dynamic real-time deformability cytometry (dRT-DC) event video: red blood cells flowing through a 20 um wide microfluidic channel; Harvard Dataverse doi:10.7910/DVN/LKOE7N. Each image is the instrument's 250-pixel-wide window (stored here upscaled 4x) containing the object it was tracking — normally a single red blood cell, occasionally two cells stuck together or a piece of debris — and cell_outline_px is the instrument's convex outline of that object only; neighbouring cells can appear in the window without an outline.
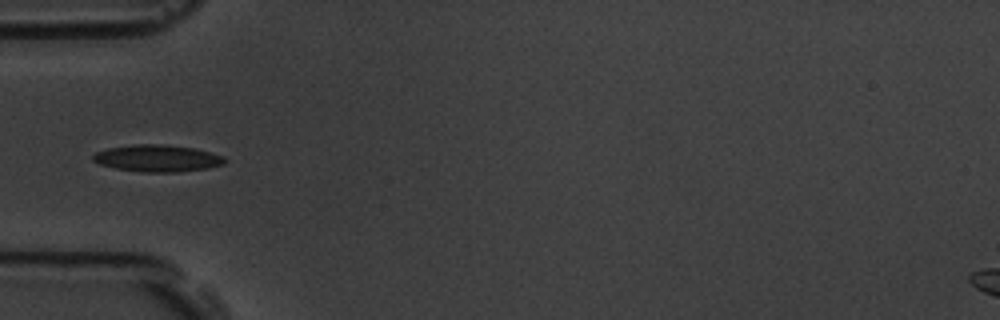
{"species": "common noctule bat (a hibernating species)", "species_latin": "Nyctalus noctula", "temperature_condition": "room temperature", "stored_images_in_passage": 10, "camera_frame_rate_fps": 3000, "um_per_image_px": 0.085, "animal": {"sex": "male", "body_mass_g": 19.5, "forearm_length_mm": 54.6}, "frame": {"image": 1, "passage_image": 4, "time_ms": 1.0, "image_size_px": [1000, 320], "cell_outline_px": [[228, 160], [224, 164], [208, 168], [176, 172], [144, 172], [116, 168], [100, 164], [92, 160], [92, 156], [96, 152], [108, 148], [136, 144], [160, 144], [196, 148], [224, 156]], "centroid_in_image_um": [13.41, 13.45], "position_along_channel_um": 71.6, "area_um2": 20.63}}
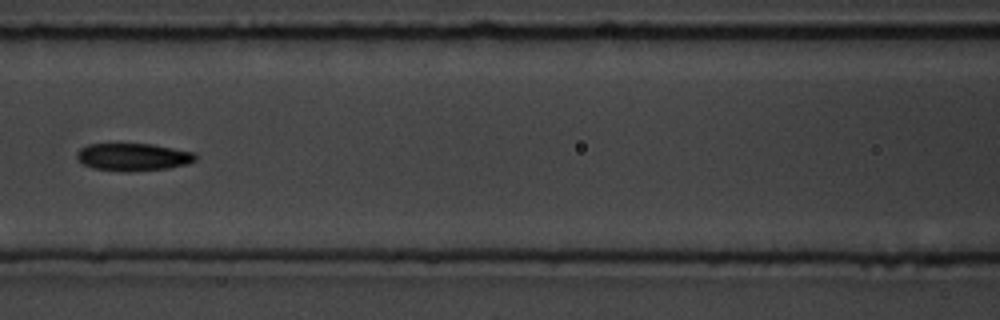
{"frame": {"image": 2, "passage_image": 6, "time_ms": 1.667, "image_size_px": [1000, 320], "cell_outline_px": [[196, 160], [188, 164], [168, 168], [92, 168], [84, 164], [76, 156], [76, 152], [80, 148], [88, 144], [152, 144], [196, 152]], "centroid_in_image_um": [11.36, 13.28], "position_along_channel_um": 155.2, "area_um2": 18.03}}
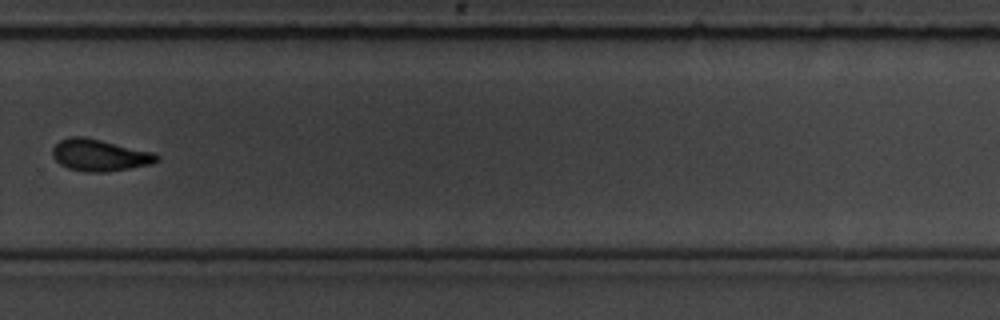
{"frame": {"image": 3, "passage_image": 10, "time_ms": 3.0, "image_size_px": [1000, 320], "cell_outline_px": [[160, 160], [152, 164], [104, 172], [84, 172], [68, 168], [60, 164], [52, 156], [52, 148], [60, 140], [72, 136], [84, 136], [152, 152], [160, 156]], "centroid_in_image_um": [8.45, 13.19], "position_along_channel_um": 321.3, "area_um2": 19.25}}